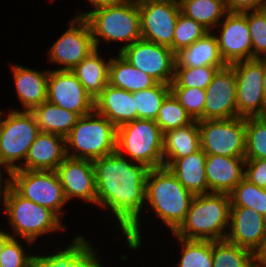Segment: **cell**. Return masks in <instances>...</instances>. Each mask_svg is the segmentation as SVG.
<instances>
[{
	"label": "cell",
	"instance_id": "obj_6",
	"mask_svg": "<svg viewBox=\"0 0 266 267\" xmlns=\"http://www.w3.org/2000/svg\"><path fill=\"white\" fill-rule=\"evenodd\" d=\"M65 144L68 157L94 161L116 151L117 127L93 111L78 118Z\"/></svg>",
	"mask_w": 266,
	"mask_h": 267
},
{
	"label": "cell",
	"instance_id": "obj_7",
	"mask_svg": "<svg viewBox=\"0 0 266 267\" xmlns=\"http://www.w3.org/2000/svg\"><path fill=\"white\" fill-rule=\"evenodd\" d=\"M3 111H0V171L8 175L24 164L40 130L31 111L17 108Z\"/></svg>",
	"mask_w": 266,
	"mask_h": 267
},
{
	"label": "cell",
	"instance_id": "obj_28",
	"mask_svg": "<svg viewBox=\"0 0 266 267\" xmlns=\"http://www.w3.org/2000/svg\"><path fill=\"white\" fill-rule=\"evenodd\" d=\"M157 83L153 77L132 66L120 53L110 57L108 84L111 86L134 93Z\"/></svg>",
	"mask_w": 266,
	"mask_h": 267
},
{
	"label": "cell",
	"instance_id": "obj_17",
	"mask_svg": "<svg viewBox=\"0 0 266 267\" xmlns=\"http://www.w3.org/2000/svg\"><path fill=\"white\" fill-rule=\"evenodd\" d=\"M142 39L169 47L173 51V37L180 6L172 3H138Z\"/></svg>",
	"mask_w": 266,
	"mask_h": 267
},
{
	"label": "cell",
	"instance_id": "obj_50",
	"mask_svg": "<svg viewBox=\"0 0 266 267\" xmlns=\"http://www.w3.org/2000/svg\"><path fill=\"white\" fill-rule=\"evenodd\" d=\"M263 88H264V95L266 98V58H264Z\"/></svg>",
	"mask_w": 266,
	"mask_h": 267
},
{
	"label": "cell",
	"instance_id": "obj_46",
	"mask_svg": "<svg viewBox=\"0 0 266 267\" xmlns=\"http://www.w3.org/2000/svg\"><path fill=\"white\" fill-rule=\"evenodd\" d=\"M256 266L266 267V240L262 249L256 255Z\"/></svg>",
	"mask_w": 266,
	"mask_h": 267
},
{
	"label": "cell",
	"instance_id": "obj_38",
	"mask_svg": "<svg viewBox=\"0 0 266 267\" xmlns=\"http://www.w3.org/2000/svg\"><path fill=\"white\" fill-rule=\"evenodd\" d=\"M219 67H175L174 80L170 87H197L206 89Z\"/></svg>",
	"mask_w": 266,
	"mask_h": 267
},
{
	"label": "cell",
	"instance_id": "obj_16",
	"mask_svg": "<svg viewBox=\"0 0 266 267\" xmlns=\"http://www.w3.org/2000/svg\"><path fill=\"white\" fill-rule=\"evenodd\" d=\"M63 187L65 198H75L97 206V187L94 163L87 159L66 157L55 170Z\"/></svg>",
	"mask_w": 266,
	"mask_h": 267
},
{
	"label": "cell",
	"instance_id": "obj_9",
	"mask_svg": "<svg viewBox=\"0 0 266 267\" xmlns=\"http://www.w3.org/2000/svg\"><path fill=\"white\" fill-rule=\"evenodd\" d=\"M8 184L23 198L63 218L68 202L56 171L16 169L8 174Z\"/></svg>",
	"mask_w": 266,
	"mask_h": 267
},
{
	"label": "cell",
	"instance_id": "obj_18",
	"mask_svg": "<svg viewBox=\"0 0 266 267\" xmlns=\"http://www.w3.org/2000/svg\"><path fill=\"white\" fill-rule=\"evenodd\" d=\"M205 90L203 120L239 117L237 112L236 74L231 65L219 69Z\"/></svg>",
	"mask_w": 266,
	"mask_h": 267
},
{
	"label": "cell",
	"instance_id": "obj_21",
	"mask_svg": "<svg viewBox=\"0 0 266 267\" xmlns=\"http://www.w3.org/2000/svg\"><path fill=\"white\" fill-rule=\"evenodd\" d=\"M66 157L65 137L40 131L19 169L55 171Z\"/></svg>",
	"mask_w": 266,
	"mask_h": 267
},
{
	"label": "cell",
	"instance_id": "obj_47",
	"mask_svg": "<svg viewBox=\"0 0 266 267\" xmlns=\"http://www.w3.org/2000/svg\"><path fill=\"white\" fill-rule=\"evenodd\" d=\"M12 238L9 234V231L4 230L3 228L0 229V254L3 251L5 244Z\"/></svg>",
	"mask_w": 266,
	"mask_h": 267
},
{
	"label": "cell",
	"instance_id": "obj_8",
	"mask_svg": "<svg viewBox=\"0 0 266 267\" xmlns=\"http://www.w3.org/2000/svg\"><path fill=\"white\" fill-rule=\"evenodd\" d=\"M164 134L155 120L136 119L117 127V151L149 169L163 166Z\"/></svg>",
	"mask_w": 266,
	"mask_h": 267
},
{
	"label": "cell",
	"instance_id": "obj_31",
	"mask_svg": "<svg viewBox=\"0 0 266 267\" xmlns=\"http://www.w3.org/2000/svg\"><path fill=\"white\" fill-rule=\"evenodd\" d=\"M180 12L199 22L208 31L216 26L228 13L225 0H181Z\"/></svg>",
	"mask_w": 266,
	"mask_h": 267
},
{
	"label": "cell",
	"instance_id": "obj_29",
	"mask_svg": "<svg viewBox=\"0 0 266 267\" xmlns=\"http://www.w3.org/2000/svg\"><path fill=\"white\" fill-rule=\"evenodd\" d=\"M41 132L57 134L66 137L80 117L77 113L68 111L48 101L31 111Z\"/></svg>",
	"mask_w": 266,
	"mask_h": 267
},
{
	"label": "cell",
	"instance_id": "obj_5",
	"mask_svg": "<svg viewBox=\"0 0 266 267\" xmlns=\"http://www.w3.org/2000/svg\"><path fill=\"white\" fill-rule=\"evenodd\" d=\"M2 208L11 226L9 234L14 238L35 244L38 238L49 233L66 231L65 223L63 225L53 211L23 198L9 184L4 191Z\"/></svg>",
	"mask_w": 266,
	"mask_h": 267
},
{
	"label": "cell",
	"instance_id": "obj_11",
	"mask_svg": "<svg viewBox=\"0 0 266 267\" xmlns=\"http://www.w3.org/2000/svg\"><path fill=\"white\" fill-rule=\"evenodd\" d=\"M236 74L237 112L239 117H261L266 113L263 88L264 58L231 64Z\"/></svg>",
	"mask_w": 266,
	"mask_h": 267
},
{
	"label": "cell",
	"instance_id": "obj_4",
	"mask_svg": "<svg viewBox=\"0 0 266 267\" xmlns=\"http://www.w3.org/2000/svg\"><path fill=\"white\" fill-rule=\"evenodd\" d=\"M230 214L229 194L194 195L184 222L173 234L191 240H224L229 229Z\"/></svg>",
	"mask_w": 266,
	"mask_h": 267
},
{
	"label": "cell",
	"instance_id": "obj_19",
	"mask_svg": "<svg viewBox=\"0 0 266 267\" xmlns=\"http://www.w3.org/2000/svg\"><path fill=\"white\" fill-rule=\"evenodd\" d=\"M225 239L257 255L266 240V217L248 207H231Z\"/></svg>",
	"mask_w": 266,
	"mask_h": 267
},
{
	"label": "cell",
	"instance_id": "obj_26",
	"mask_svg": "<svg viewBox=\"0 0 266 267\" xmlns=\"http://www.w3.org/2000/svg\"><path fill=\"white\" fill-rule=\"evenodd\" d=\"M213 66L220 69L227 66L218 46L214 31H209L190 46L175 53V67Z\"/></svg>",
	"mask_w": 266,
	"mask_h": 267
},
{
	"label": "cell",
	"instance_id": "obj_40",
	"mask_svg": "<svg viewBox=\"0 0 266 267\" xmlns=\"http://www.w3.org/2000/svg\"><path fill=\"white\" fill-rule=\"evenodd\" d=\"M247 19L253 59L266 58V9L242 12Z\"/></svg>",
	"mask_w": 266,
	"mask_h": 267
},
{
	"label": "cell",
	"instance_id": "obj_24",
	"mask_svg": "<svg viewBox=\"0 0 266 267\" xmlns=\"http://www.w3.org/2000/svg\"><path fill=\"white\" fill-rule=\"evenodd\" d=\"M94 111L106 117L116 127L137 119L133 93L110 84L94 100Z\"/></svg>",
	"mask_w": 266,
	"mask_h": 267
},
{
	"label": "cell",
	"instance_id": "obj_22",
	"mask_svg": "<svg viewBox=\"0 0 266 267\" xmlns=\"http://www.w3.org/2000/svg\"><path fill=\"white\" fill-rule=\"evenodd\" d=\"M17 98L22 106L20 111H32L47 101L49 69L38 71L20 64H10Z\"/></svg>",
	"mask_w": 266,
	"mask_h": 267
},
{
	"label": "cell",
	"instance_id": "obj_43",
	"mask_svg": "<svg viewBox=\"0 0 266 267\" xmlns=\"http://www.w3.org/2000/svg\"><path fill=\"white\" fill-rule=\"evenodd\" d=\"M244 178L266 189V159L246 160Z\"/></svg>",
	"mask_w": 266,
	"mask_h": 267
},
{
	"label": "cell",
	"instance_id": "obj_10",
	"mask_svg": "<svg viewBox=\"0 0 266 267\" xmlns=\"http://www.w3.org/2000/svg\"><path fill=\"white\" fill-rule=\"evenodd\" d=\"M200 148L207 155L245 158L246 118L197 121Z\"/></svg>",
	"mask_w": 266,
	"mask_h": 267
},
{
	"label": "cell",
	"instance_id": "obj_37",
	"mask_svg": "<svg viewBox=\"0 0 266 267\" xmlns=\"http://www.w3.org/2000/svg\"><path fill=\"white\" fill-rule=\"evenodd\" d=\"M255 159H266V122L261 117H247L245 160Z\"/></svg>",
	"mask_w": 266,
	"mask_h": 267
},
{
	"label": "cell",
	"instance_id": "obj_3",
	"mask_svg": "<svg viewBox=\"0 0 266 267\" xmlns=\"http://www.w3.org/2000/svg\"><path fill=\"white\" fill-rule=\"evenodd\" d=\"M91 28L95 48L100 49V43L124 42L118 53L141 39V23L138 3L127 0L121 4L102 6L93 10L79 12Z\"/></svg>",
	"mask_w": 266,
	"mask_h": 267
},
{
	"label": "cell",
	"instance_id": "obj_1",
	"mask_svg": "<svg viewBox=\"0 0 266 267\" xmlns=\"http://www.w3.org/2000/svg\"><path fill=\"white\" fill-rule=\"evenodd\" d=\"M97 205L112 215L129 249H141L140 218L146 203V178L149 168L134 163L117 150L93 161Z\"/></svg>",
	"mask_w": 266,
	"mask_h": 267
},
{
	"label": "cell",
	"instance_id": "obj_14",
	"mask_svg": "<svg viewBox=\"0 0 266 267\" xmlns=\"http://www.w3.org/2000/svg\"><path fill=\"white\" fill-rule=\"evenodd\" d=\"M47 101L79 116L94 111V99L71 70L49 69Z\"/></svg>",
	"mask_w": 266,
	"mask_h": 267
},
{
	"label": "cell",
	"instance_id": "obj_2",
	"mask_svg": "<svg viewBox=\"0 0 266 267\" xmlns=\"http://www.w3.org/2000/svg\"><path fill=\"white\" fill-rule=\"evenodd\" d=\"M193 197L194 194L167 167L149 169L144 209L146 212L152 209L155 217L171 230L170 233L184 222Z\"/></svg>",
	"mask_w": 266,
	"mask_h": 267
},
{
	"label": "cell",
	"instance_id": "obj_20",
	"mask_svg": "<svg viewBox=\"0 0 266 267\" xmlns=\"http://www.w3.org/2000/svg\"><path fill=\"white\" fill-rule=\"evenodd\" d=\"M64 248L38 255L33 252L32 267H105L101 262L98 248L83 235L74 237ZM50 253V254H49Z\"/></svg>",
	"mask_w": 266,
	"mask_h": 267
},
{
	"label": "cell",
	"instance_id": "obj_27",
	"mask_svg": "<svg viewBox=\"0 0 266 267\" xmlns=\"http://www.w3.org/2000/svg\"><path fill=\"white\" fill-rule=\"evenodd\" d=\"M99 50L95 48L71 70L94 100L109 82L110 58H103Z\"/></svg>",
	"mask_w": 266,
	"mask_h": 267
},
{
	"label": "cell",
	"instance_id": "obj_51",
	"mask_svg": "<svg viewBox=\"0 0 266 267\" xmlns=\"http://www.w3.org/2000/svg\"><path fill=\"white\" fill-rule=\"evenodd\" d=\"M261 118L266 122V113L262 115Z\"/></svg>",
	"mask_w": 266,
	"mask_h": 267
},
{
	"label": "cell",
	"instance_id": "obj_30",
	"mask_svg": "<svg viewBox=\"0 0 266 267\" xmlns=\"http://www.w3.org/2000/svg\"><path fill=\"white\" fill-rule=\"evenodd\" d=\"M199 149L200 133L196 120L187 126L164 133L163 159H179Z\"/></svg>",
	"mask_w": 266,
	"mask_h": 267
},
{
	"label": "cell",
	"instance_id": "obj_42",
	"mask_svg": "<svg viewBox=\"0 0 266 267\" xmlns=\"http://www.w3.org/2000/svg\"><path fill=\"white\" fill-rule=\"evenodd\" d=\"M21 240H24L28 247L34 245L28 240L12 237L0 254V267H32L33 253H27L23 246L25 243H21Z\"/></svg>",
	"mask_w": 266,
	"mask_h": 267
},
{
	"label": "cell",
	"instance_id": "obj_12",
	"mask_svg": "<svg viewBox=\"0 0 266 267\" xmlns=\"http://www.w3.org/2000/svg\"><path fill=\"white\" fill-rule=\"evenodd\" d=\"M67 23L68 29L47 51V62L57 64V70H72L95 49L91 28L84 17L73 16Z\"/></svg>",
	"mask_w": 266,
	"mask_h": 267
},
{
	"label": "cell",
	"instance_id": "obj_48",
	"mask_svg": "<svg viewBox=\"0 0 266 267\" xmlns=\"http://www.w3.org/2000/svg\"><path fill=\"white\" fill-rule=\"evenodd\" d=\"M5 174L7 173H3L2 171H0V204L1 205H3V195H4L5 188L8 185V177L3 178Z\"/></svg>",
	"mask_w": 266,
	"mask_h": 267
},
{
	"label": "cell",
	"instance_id": "obj_49",
	"mask_svg": "<svg viewBox=\"0 0 266 267\" xmlns=\"http://www.w3.org/2000/svg\"><path fill=\"white\" fill-rule=\"evenodd\" d=\"M137 3H149V2H155V3H172V4H180L181 0H134Z\"/></svg>",
	"mask_w": 266,
	"mask_h": 267
},
{
	"label": "cell",
	"instance_id": "obj_44",
	"mask_svg": "<svg viewBox=\"0 0 266 267\" xmlns=\"http://www.w3.org/2000/svg\"><path fill=\"white\" fill-rule=\"evenodd\" d=\"M228 12H245L266 9V0H225Z\"/></svg>",
	"mask_w": 266,
	"mask_h": 267
},
{
	"label": "cell",
	"instance_id": "obj_41",
	"mask_svg": "<svg viewBox=\"0 0 266 267\" xmlns=\"http://www.w3.org/2000/svg\"><path fill=\"white\" fill-rule=\"evenodd\" d=\"M170 90L193 120H203L205 89L197 87H170Z\"/></svg>",
	"mask_w": 266,
	"mask_h": 267
},
{
	"label": "cell",
	"instance_id": "obj_25",
	"mask_svg": "<svg viewBox=\"0 0 266 267\" xmlns=\"http://www.w3.org/2000/svg\"><path fill=\"white\" fill-rule=\"evenodd\" d=\"M207 154L200 148L195 153L179 159H163L179 182L194 195L208 194L209 188L205 175Z\"/></svg>",
	"mask_w": 266,
	"mask_h": 267
},
{
	"label": "cell",
	"instance_id": "obj_39",
	"mask_svg": "<svg viewBox=\"0 0 266 267\" xmlns=\"http://www.w3.org/2000/svg\"><path fill=\"white\" fill-rule=\"evenodd\" d=\"M208 32L199 22L180 12L173 37V52L176 53L180 49L190 46Z\"/></svg>",
	"mask_w": 266,
	"mask_h": 267
},
{
	"label": "cell",
	"instance_id": "obj_15",
	"mask_svg": "<svg viewBox=\"0 0 266 267\" xmlns=\"http://www.w3.org/2000/svg\"><path fill=\"white\" fill-rule=\"evenodd\" d=\"M216 28L219 51L227 65L253 59L250 30L243 13L228 12Z\"/></svg>",
	"mask_w": 266,
	"mask_h": 267
},
{
	"label": "cell",
	"instance_id": "obj_33",
	"mask_svg": "<svg viewBox=\"0 0 266 267\" xmlns=\"http://www.w3.org/2000/svg\"><path fill=\"white\" fill-rule=\"evenodd\" d=\"M180 245V260L176 267H212L213 265V241L191 240L176 237Z\"/></svg>",
	"mask_w": 266,
	"mask_h": 267
},
{
	"label": "cell",
	"instance_id": "obj_13",
	"mask_svg": "<svg viewBox=\"0 0 266 267\" xmlns=\"http://www.w3.org/2000/svg\"><path fill=\"white\" fill-rule=\"evenodd\" d=\"M120 54L132 66L150 75L158 83L170 85L174 80L175 53L169 47L141 38Z\"/></svg>",
	"mask_w": 266,
	"mask_h": 267
},
{
	"label": "cell",
	"instance_id": "obj_35",
	"mask_svg": "<svg viewBox=\"0 0 266 267\" xmlns=\"http://www.w3.org/2000/svg\"><path fill=\"white\" fill-rule=\"evenodd\" d=\"M231 207H248L266 217V189L243 178L229 193Z\"/></svg>",
	"mask_w": 266,
	"mask_h": 267
},
{
	"label": "cell",
	"instance_id": "obj_36",
	"mask_svg": "<svg viewBox=\"0 0 266 267\" xmlns=\"http://www.w3.org/2000/svg\"><path fill=\"white\" fill-rule=\"evenodd\" d=\"M155 121L164 134L172 129L187 126L194 120L175 96L170 93L160 107L158 117Z\"/></svg>",
	"mask_w": 266,
	"mask_h": 267
},
{
	"label": "cell",
	"instance_id": "obj_45",
	"mask_svg": "<svg viewBox=\"0 0 266 267\" xmlns=\"http://www.w3.org/2000/svg\"><path fill=\"white\" fill-rule=\"evenodd\" d=\"M89 2V4L93 9L102 7V6H110V5H117V4H121L127 0H86Z\"/></svg>",
	"mask_w": 266,
	"mask_h": 267
},
{
	"label": "cell",
	"instance_id": "obj_32",
	"mask_svg": "<svg viewBox=\"0 0 266 267\" xmlns=\"http://www.w3.org/2000/svg\"><path fill=\"white\" fill-rule=\"evenodd\" d=\"M212 267H257L256 255L226 239L213 241Z\"/></svg>",
	"mask_w": 266,
	"mask_h": 267
},
{
	"label": "cell",
	"instance_id": "obj_23",
	"mask_svg": "<svg viewBox=\"0 0 266 267\" xmlns=\"http://www.w3.org/2000/svg\"><path fill=\"white\" fill-rule=\"evenodd\" d=\"M245 158L207 155L205 175L209 193L229 194L244 178Z\"/></svg>",
	"mask_w": 266,
	"mask_h": 267
},
{
	"label": "cell",
	"instance_id": "obj_34",
	"mask_svg": "<svg viewBox=\"0 0 266 267\" xmlns=\"http://www.w3.org/2000/svg\"><path fill=\"white\" fill-rule=\"evenodd\" d=\"M170 93V85L163 83L134 92L137 119L156 120L160 107Z\"/></svg>",
	"mask_w": 266,
	"mask_h": 267
}]
</instances>
